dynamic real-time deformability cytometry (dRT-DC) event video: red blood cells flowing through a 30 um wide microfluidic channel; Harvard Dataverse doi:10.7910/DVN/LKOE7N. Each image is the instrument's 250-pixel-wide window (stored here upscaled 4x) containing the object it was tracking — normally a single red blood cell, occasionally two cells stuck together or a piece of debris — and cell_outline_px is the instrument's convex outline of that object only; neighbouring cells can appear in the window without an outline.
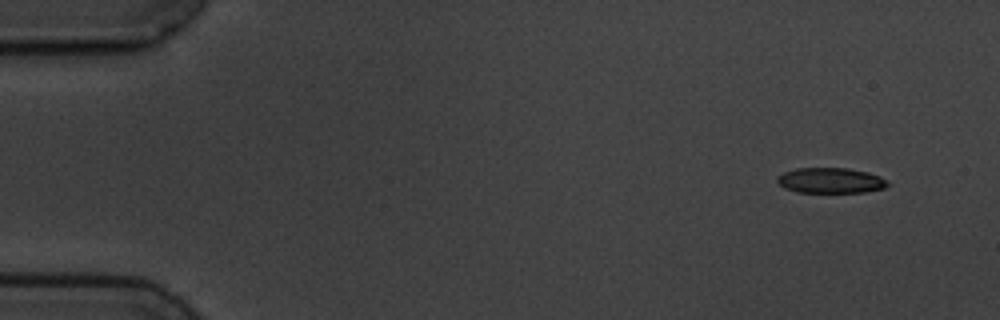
{"species": "common noctule bat (a hibernating species)", "species_latin": "Nyctalus noctula", "temperature_condition": "cold", "stored_images_in_passage": 8, "camera_frame_rate_fps": 3000, "um_per_image_px": 0.085, "animal": {"sex": "male", "body_mass_g": 19.5, "forearm_length_mm": 54.6}, "frame": {"image": 1, "passage_image": 2, "time_ms": 1.333, "image_size_px": [1000, 320], "cell_outline_px": [[892, 184], [884, 188], [864, 192], [796, 192], [784, 188], [776, 180], [776, 176], [784, 172], [796, 168], [848, 168], [868, 172], [880, 176], [888, 180]], "centroid_in_image_um": [70.62, 15.34], "position_along_channel_um": 14.4, "area_um2": 16.53}}
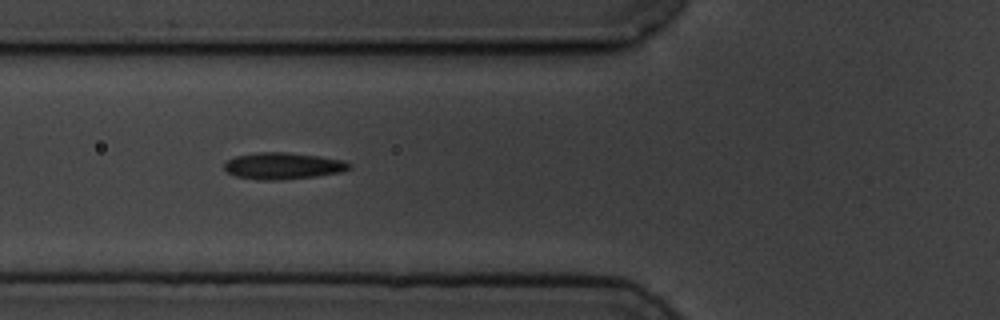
{"frame": {"image": 2, "passage_image": 7, "time_ms": 7.0, "image_size_px": [1000, 320], "cell_outline_px": [[352, 168], [340, 172], [316, 176], [280, 180], [256, 180], [236, 176], [228, 172], [224, 168], [224, 164], [228, 160], [236, 156], [256, 152], [288, 152], [320, 156], [344, 160], [352, 164]], "centroid_in_image_um": [24.08, 14.1], "position_along_channel_um": 101.7, "area_um2": 19.54}}
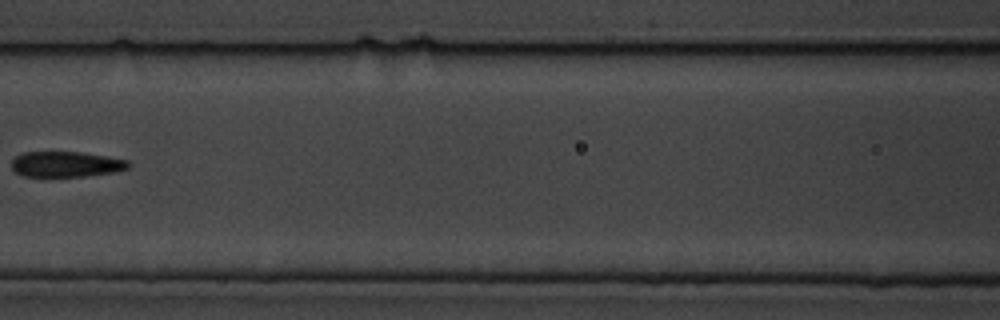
{"frame": {"image": 3, "passage_image": 8, "time_ms": 8.667, "image_size_px": [1000, 320], "cell_outline_px": [[132, 164], [128, 168], [116, 172], [84, 176], [24, 176], [16, 172], [12, 168], [12, 160], [16, 156], [24, 152], [80, 152], [128, 160]], "centroid_in_image_um": [5.64, 13.96], "position_along_channel_um": 161.0, "area_um2": 17.28}}